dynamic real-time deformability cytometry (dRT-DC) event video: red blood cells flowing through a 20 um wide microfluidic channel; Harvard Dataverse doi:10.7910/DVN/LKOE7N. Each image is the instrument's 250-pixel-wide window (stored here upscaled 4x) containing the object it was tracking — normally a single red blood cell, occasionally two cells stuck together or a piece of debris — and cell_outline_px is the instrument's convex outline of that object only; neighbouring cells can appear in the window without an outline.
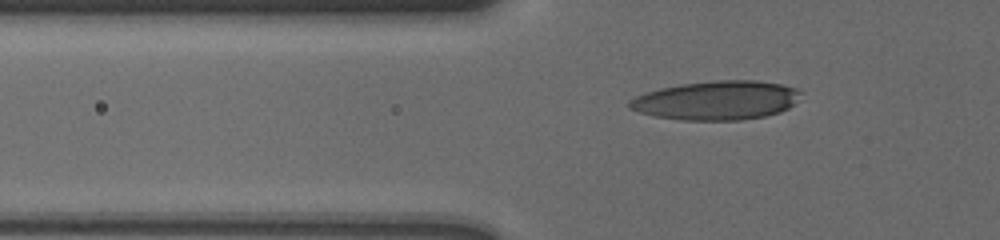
{"species": "human", "species_latin": "Homo sapiens", "temperature_condition": "cold", "stored_images_in_passage": 45, "camera_frame_rate_fps": 3000, "um_per_image_px": 0.085, "donor": {"sex": "male"}, "frame": {"image": 1, "passage_image": 8, "time_ms": 2.333, "image_size_px": [1000, 240], "cell_outline_px": [[804, 92], [788, 108], [780, 112], [764, 116], [740, 120], [680, 120], [656, 116], [640, 112], [628, 108], [628, 100], [636, 96], [660, 88], [680, 84], [716, 80], [756, 80], [784, 84], [796, 88]], "centroid_in_image_um": [60.93, 8.52], "position_along_channel_um": 64.9, "area_um2": 39.02}}
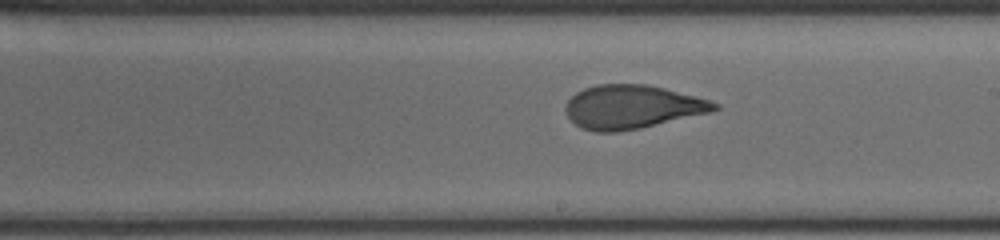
{"frame": {"image": 2, "passage_image": 23, "time_ms": 7.333, "image_size_px": [1000, 240], "cell_outline_px": [[720, 108], [712, 112], [640, 128], [616, 132], [596, 132], [580, 128], [568, 116], [564, 108], [568, 100], [576, 92], [584, 88], [596, 84], [644, 84], [664, 88], [708, 100], [720, 104]], "centroid_in_image_um": [53.71, 9.09], "position_along_channel_um": 235.3, "area_um2": 37.74}}
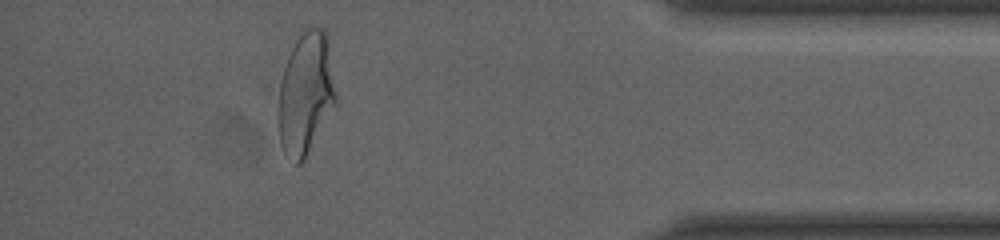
{"frame": {"image": 3, "passage_image": 40, "time_ms": 13.0, "image_size_px": [1000, 240], "cell_outline_px": [[336, 100], [304, 160], [300, 164], [296, 164], [284, 152], [280, 144], [276, 120], [276, 116], [280, 80], [288, 56], [292, 48], [304, 28], [312, 24], [324, 28], [328, 36], [336, 92]], "centroid_in_image_um": [25.95, 7.9], "position_along_channel_um": 409.2, "area_um2": 41.33}, "authors_computed_cell_mechanics": {"area_um2": 38.2058, "velocity_mm_per_s": 3.6224, "shape_relaxation_time_tau1_ms": 5.4257, "shape_relaxation_time_tau2_ms": 1.0877, "deformation_change_tau1": 0.1843, "deformation_change_tau2": 0.0854}}